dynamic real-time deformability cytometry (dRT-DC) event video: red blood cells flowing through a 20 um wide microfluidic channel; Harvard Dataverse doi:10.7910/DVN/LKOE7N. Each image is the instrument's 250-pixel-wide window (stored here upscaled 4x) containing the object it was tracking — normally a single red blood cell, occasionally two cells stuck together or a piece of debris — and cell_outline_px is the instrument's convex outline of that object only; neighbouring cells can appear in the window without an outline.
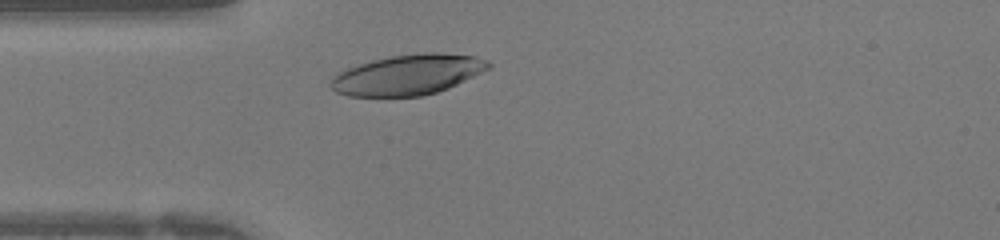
{"species": "human", "species_latin": "Homo sapiens", "temperature_condition": "warm", "stored_images_in_passage": 28, "camera_frame_rate_fps": 3000, "um_per_image_px": 0.085, "donor": {"sex": "female"}, "frame": {"image": 1, "passage_image": 5, "time_ms": 1.333, "image_size_px": [1000, 240], "cell_outline_px": [[492, 64], [488, 68], [448, 88], [436, 92], [420, 96], [348, 96], [336, 92], [328, 84], [332, 76], [336, 72], [372, 60], [392, 56], [424, 52], [436, 52], [476, 56], [488, 60]], "centroid_in_image_um": [34.62, 6.34], "position_along_channel_um": 50.4, "area_um2": 36.88}}
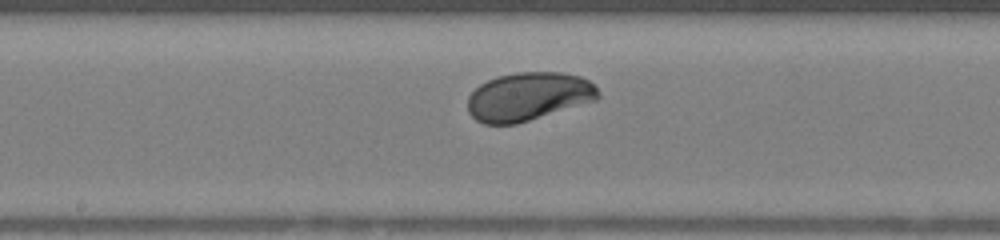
{"frame": {"image": 2, "passage_image": 15, "time_ms": 4.667, "image_size_px": [1000, 240], "cell_outline_px": [[600, 96], [596, 100], [516, 124], [484, 124], [476, 120], [468, 112], [468, 96], [480, 84], [496, 76], [516, 72], [560, 72], [580, 76], [588, 80], [600, 92]], "centroid_in_image_um": [44.9, 8.2], "position_along_channel_um": 203.3, "area_um2": 36.7}}
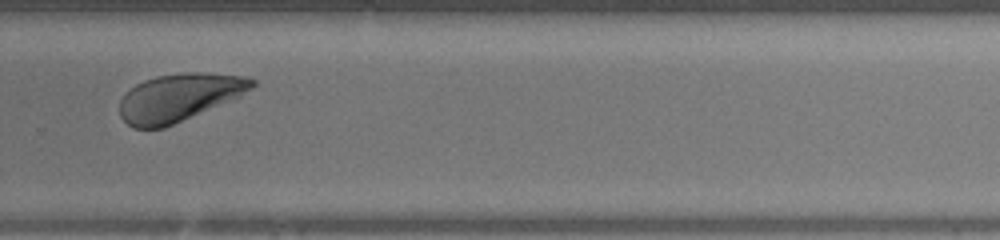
{"frame": {"image": 3, "passage_image": 22, "time_ms": 7.0, "image_size_px": [1000, 240], "cell_outline_px": [[256, 84], [252, 88], [240, 96], [164, 128], [132, 128], [120, 116], [120, 100], [136, 84], [144, 80], [156, 76], [180, 72], [196, 72], [244, 76], [256, 80]], "centroid_in_image_um": [15.22, 8.27], "position_along_channel_um": 314.6, "area_um2": 36.41}}